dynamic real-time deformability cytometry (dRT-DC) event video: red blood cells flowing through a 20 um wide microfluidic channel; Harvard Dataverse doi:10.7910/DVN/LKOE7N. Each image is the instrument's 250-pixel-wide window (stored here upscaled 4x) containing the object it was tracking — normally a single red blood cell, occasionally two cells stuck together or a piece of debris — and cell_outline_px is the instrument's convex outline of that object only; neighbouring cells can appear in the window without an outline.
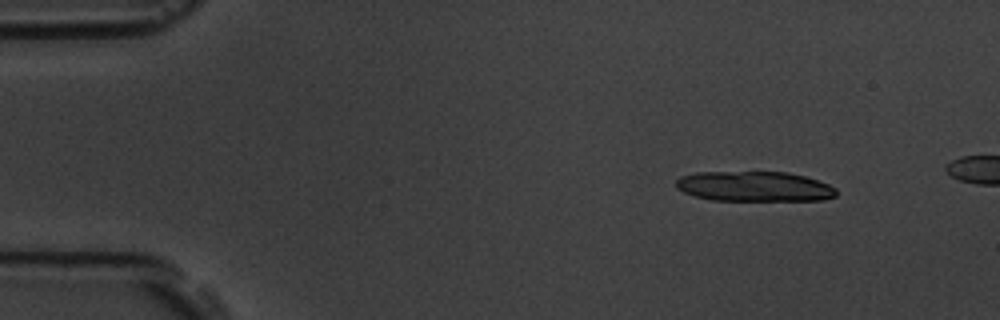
{"species": "common noctule bat (a hibernating species)", "species_latin": "Nyctalus noctula", "temperature_condition": "room temperature", "stored_images_in_passage": 3, "camera_frame_rate_fps": 3000, "um_per_image_px": 0.085, "animal": {"sex": "male", "body_mass_g": 19.5, "forearm_length_mm": 54.6}, "frame": {"image": 1, "passage_image": 1, "time_ms": 0.0, "image_size_px": [1000, 320], "cell_outline_px": [[836, 196], [824, 200], [712, 200], [696, 196], [684, 192], [676, 188], [676, 180], [680, 176], [696, 172], [788, 172], [804, 176], [828, 184], [836, 188]], "centroid_in_image_um": [64.11, 15.84], "position_along_channel_um": 20.9, "area_um2": 28.03}}